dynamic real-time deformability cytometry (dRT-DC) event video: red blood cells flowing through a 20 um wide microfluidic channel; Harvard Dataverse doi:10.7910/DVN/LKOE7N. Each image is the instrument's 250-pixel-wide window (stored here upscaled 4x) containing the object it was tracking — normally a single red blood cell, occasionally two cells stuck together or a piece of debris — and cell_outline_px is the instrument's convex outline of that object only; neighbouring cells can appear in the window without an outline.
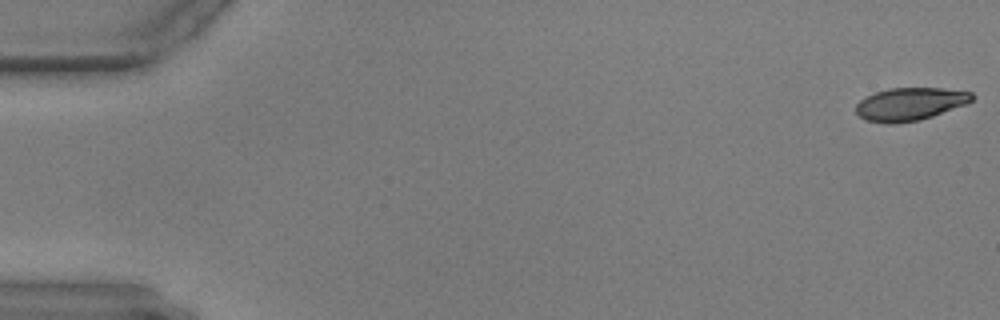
{"species": "common noctule bat (a hibernating species)", "species_latin": "Nyctalus noctula", "temperature_condition": "warm", "stored_images_in_passage": 8, "camera_frame_rate_fps": 3000, "um_per_image_px": 0.085, "animal": {"sex": "male", "body_mass_g": 17.9, "forearm_length_mm": 54.2}, "frame": {"image": 1, "passage_image": 1, "time_ms": 0.0, "image_size_px": [1000, 320], "cell_outline_px": [[976, 96], [968, 104], [920, 120], [896, 124], [884, 124], [864, 120], [856, 112], [856, 104], [860, 100], [876, 92], [888, 88], [940, 88], [972, 92]], "centroid_in_image_um": [77.36, 8.85], "position_along_channel_um": 7.6, "area_um2": 22.43}}